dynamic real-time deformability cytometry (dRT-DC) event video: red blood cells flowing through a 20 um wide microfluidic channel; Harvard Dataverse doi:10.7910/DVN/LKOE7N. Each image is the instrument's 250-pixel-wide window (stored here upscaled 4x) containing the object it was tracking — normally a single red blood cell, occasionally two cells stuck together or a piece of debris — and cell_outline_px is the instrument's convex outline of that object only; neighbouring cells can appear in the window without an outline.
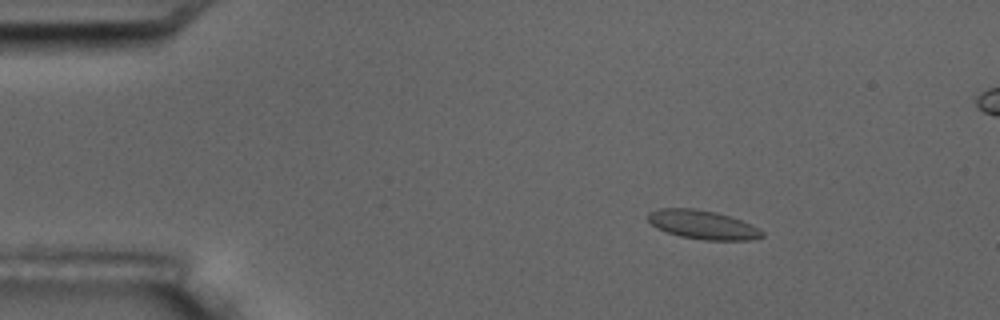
{"species": "common noctule bat (a hibernating species)", "species_latin": "Nyctalus noctula", "temperature_condition": "room temperature", "stored_images_in_passage": 8, "camera_frame_rate_fps": 3000, "um_per_image_px": 0.085, "animal": {"sex": "male", "body_mass_g": 17.5, "forearm_length_mm": 52.3}, "frame": {"image": 1, "passage_image": 2, "time_ms": 1.0, "image_size_px": [1000, 320], "cell_outline_px": [[764, 236], [752, 240], [704, 240], [680, 236], [668, 232], [652, 224], [648, 220], [648, 212], [660, 208], [696, 208], [716, 212], [752, 224], [764, 232]], "centroid_in_image_um": [59.76, 19.1], "position_along_channel_um": 25.2, "area_um2": 19.07}}
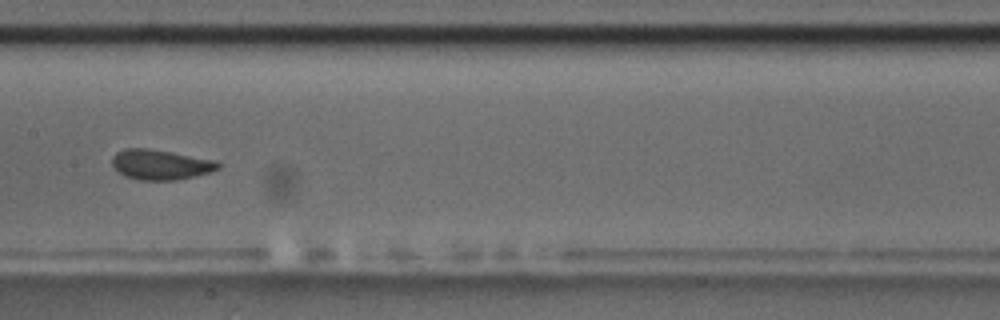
{"frame": {"image": 2, "passage_image": 7, "time_ms": 7.667, "image_size_px": [1000, 320], "cell_outline_px": [[220, 168], [208, 172], [176, 180], [140, 180], [124, 176], [112, 164], [112, 156], [116, 152], [124, 148], [148, 148], [172, 152], [216, 160], [220, 164]], "centroid_in_image_um": [13.62, 13.98], "position_along_channel_um": 193.8, "area_um2": 18.5}}
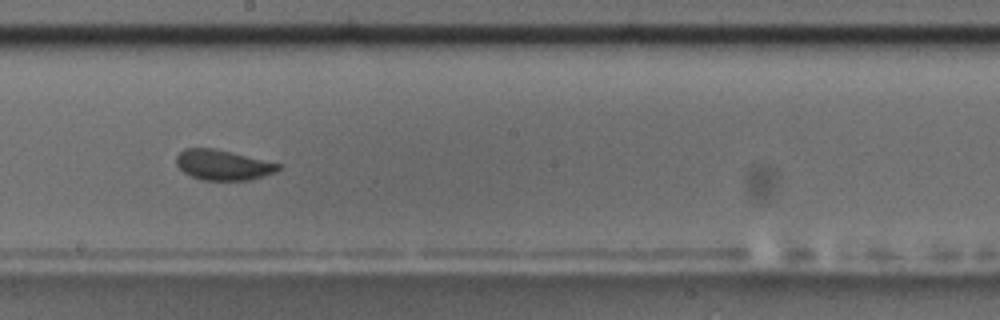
{"frame": {"image": 3, "passage_image": 8, "time_ms": 8.667, "image_size_px": [1000, 320], "cell_outline_px": [[280, 168], [276, 172], [264, 176], [248, 180], [204, 180], [192, 176], [184, 172], [176, 164], [176, 156], [184, 148], [212, 148], [280, 164]], "centroid_in_image_um": [18.92, 14.03], "position_along_channel_um": 229.3, "area_um2": 17.63}}